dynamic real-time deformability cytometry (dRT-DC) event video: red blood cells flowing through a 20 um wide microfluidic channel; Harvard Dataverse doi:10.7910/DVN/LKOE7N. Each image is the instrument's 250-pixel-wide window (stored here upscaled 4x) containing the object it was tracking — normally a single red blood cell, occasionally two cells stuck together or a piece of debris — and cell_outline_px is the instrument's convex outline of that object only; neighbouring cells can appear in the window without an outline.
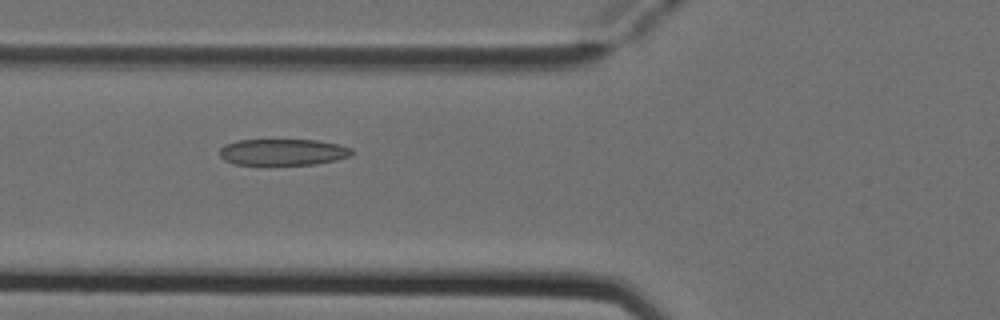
{"species": "Egyptian fruit bat (a non-hibernating species)", "species_latin": "Rousettus aegyptiacus", "temperature_condition": "cold", "stored_images_in_passage": 11, "camera_frame_rate_fps": 3000, "um_per_image_px": 0.085, "animal": {"sex": "female"}, "frame": {"image": 1, "passage_image": 7, "time_ms": 2.0, "image_size_px": [1000, 320], "cell_outline_px": [[352, 156], [336, 160], [316, 164], [232, 164], [224, 160], [220, 156], [220, 148], [224, 144], [236, 140], [316, 140], [336, 144], [352, 148]], "centroid_in_image_um": [24.03, 12.92], "position_along_channel_um": 101.8, "area_um2": 20.29}}
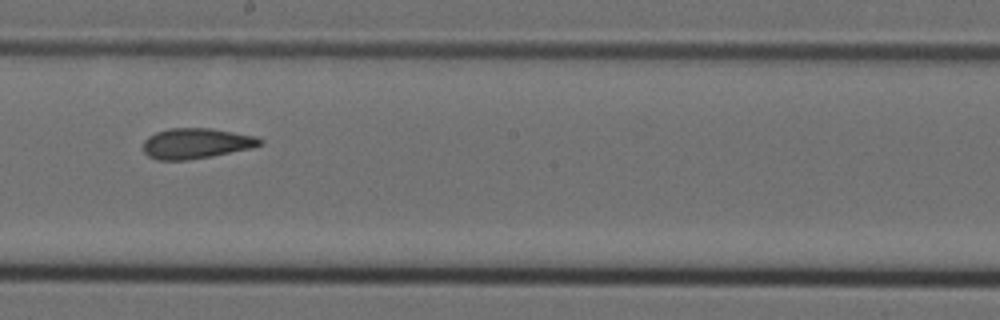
{"frame": {"image": 2, "passage_image": 10, "time_ms": 3.0, "image_size_px": [1000, 320], "cell_outline_px": [[264, 140], [260, 144], [252, 148], [212, 156], [188, 160], [156, 160], [148, 156], [144, 152], [144, 140], [148, 136], [156, 132], [168, 128], [212, 128], [256, 136]], "centroid_in_image_um": [16.66, 12.19], "position_along_channel_um": 231.5, "area_um2": 20.81}}
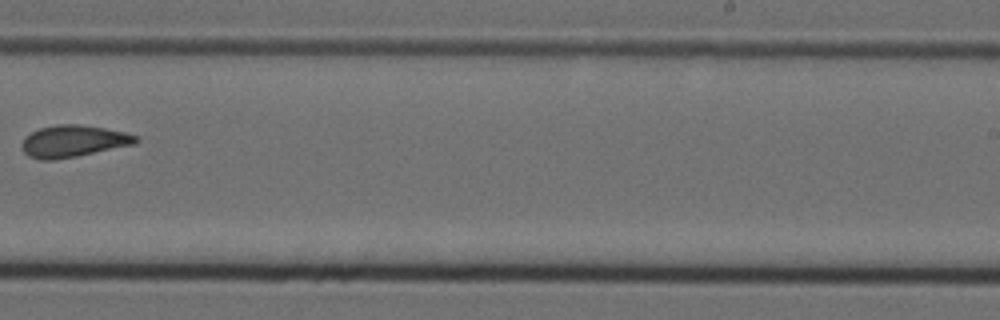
{"frame": {"image": 3, "passage_image": 11, "time_ms": 3.333, "image_size_px": [1000, 320], "cell_outline_px": [[140, 140], [136, 144], [76, 156], [52, 160], [40, 160], [28, 156], [20, 148], [20, 144], [24, 136], [40, 128], [56, 124], [80, 124], [104, 128], [124, 132], [140, 136]], "centroid_in_image_um": [6.22, 12.0], "position_along_channel_um": 282.8, "area_um2": 21.39}}